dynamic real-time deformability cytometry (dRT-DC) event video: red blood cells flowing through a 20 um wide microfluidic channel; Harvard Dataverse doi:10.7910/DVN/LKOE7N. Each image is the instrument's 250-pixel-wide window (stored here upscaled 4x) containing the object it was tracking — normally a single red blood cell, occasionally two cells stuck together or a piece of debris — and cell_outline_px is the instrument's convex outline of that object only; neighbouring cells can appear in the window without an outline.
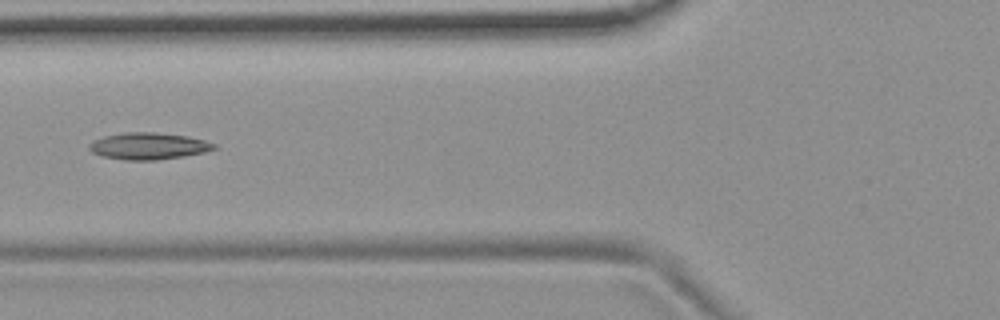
{"species": "common noctule bat (a hibernating species)", "species_latin": "Nyctalus noctula", "temperature_condition": "room temperature", "stored_images_in_passage": 6, "camera_frame_rate_fps": 3000, "um_per_image_px": 0.085, "animal": {"sex": "female", "body_mass_g": 19.9}, "frame": {"image": 1, "passage_image": 6, "time_ms": 1.667, "image_size_px": [1000, 320], "cell_outline_px": [[216, 148], [204, 152], [184, 156], [156, 160], [124, 160], [104, 156], [92, 152], [88, 148], [88, 144], [104, 136], [124, 132], [152, 132], [188, 136], [204, 140], [216, 144]], "centroid_in_image_um": [12.62, 12.41], "position_along_channel_um": 113.2, "area_um2": 19.36}}